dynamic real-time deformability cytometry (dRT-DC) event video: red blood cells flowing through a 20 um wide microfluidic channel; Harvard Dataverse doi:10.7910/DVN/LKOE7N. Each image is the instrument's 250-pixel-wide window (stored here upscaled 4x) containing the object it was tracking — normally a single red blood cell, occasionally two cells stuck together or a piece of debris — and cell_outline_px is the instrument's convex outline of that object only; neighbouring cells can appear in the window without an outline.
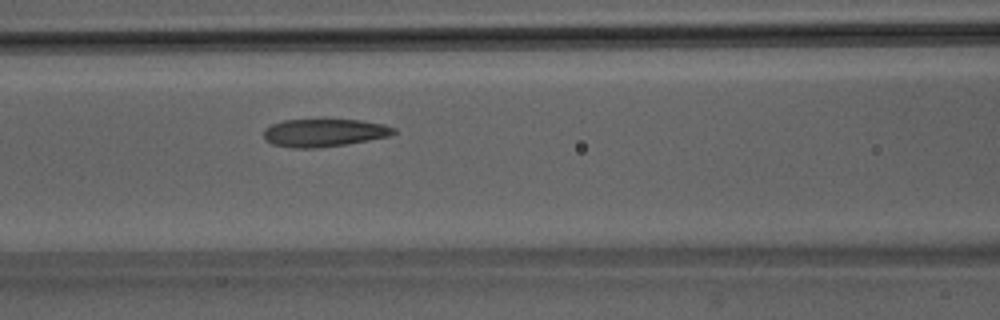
{"species": "Egyptian fruit bat (a non-hibernating species)", "species_latin": "Rousettus aegyptiacus", "temperature_condition": "room temperature", "stored_images_in_passage": 39, "camera_frame_rate_fps": 3000, "um_per_image_px": 0.085, "animal": {"sex": "male"}, "frame": {"image": 1, "passage_image": 10, "time_ms": 3.0, "image_size_px": [1000, 320], "cell_outline_px": [[396, 132], [388, 136], [348, 144], [320, 148], [292, 148], [272, 144], [264, 140], [264, 128], [272, 124], [284, 120], [360, 120], [384, 124], [396, 128]], "centroid_in_image_um": [27.53, 11.29], "position_along_channel_um": 139.1, "area_um2": 21.15}}
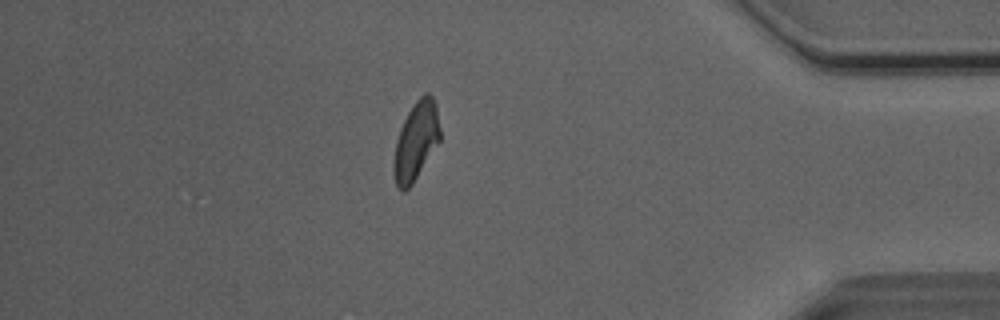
{"frame": {"image": 2, "passage_image": 32, "time_ms": 10.333, "image_size_px": [1000, 320], "cell_outline_px": [[440, 140], [412, 184], [404, 192], [396, 184], [392, 168], [392, 160], [396, 140], [400, 128], [408, 112], [416, 100], [424, 92], [428, 92], [432, 96], [436, 104], [440, 128]], "centroid_in_image_um": [35.34, 11.97], "position_along_channel_um": 399.9, "area_um2": 21.15}}
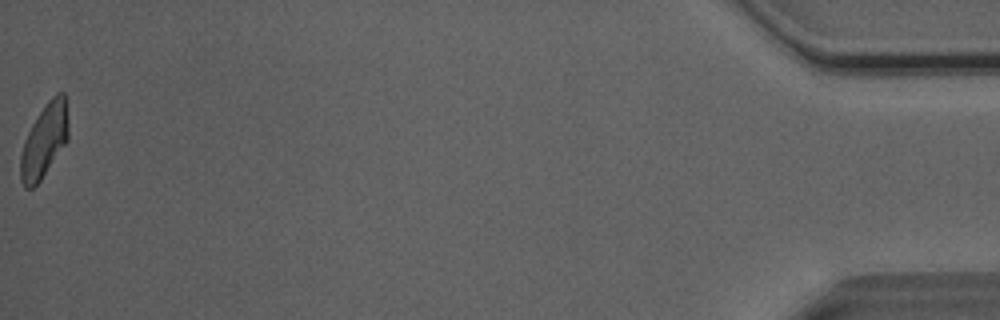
{"frame": {"image": 3, "passage_image": 39, "time_ms": 12.667, "image_size_px": [1000, 320], "cell_outline_px": [[68, 140], [40, 180], [32, 188], [24, 188], [20, 180], [20, 156], [24, 140], [32, 124], [48, 100], [56, 92], [64, 92], [68, 120]], "centroid_in_image_um": [3.76, 11.95], "position_along_channel_um": 431.4, "area_um2": 20.4}, "authors_computed_cell_mechanics": {"area_um2": 21.1548, "velocity_mm_per_s": 4.0535, "shape_relaxation_time_tau1_ms": 6.3818, "shape_relaxation_time_tau2_ms": 2.1462, "deformation_change_tau1": 0.1671, "deformation_change_tau2": 0.0946}}